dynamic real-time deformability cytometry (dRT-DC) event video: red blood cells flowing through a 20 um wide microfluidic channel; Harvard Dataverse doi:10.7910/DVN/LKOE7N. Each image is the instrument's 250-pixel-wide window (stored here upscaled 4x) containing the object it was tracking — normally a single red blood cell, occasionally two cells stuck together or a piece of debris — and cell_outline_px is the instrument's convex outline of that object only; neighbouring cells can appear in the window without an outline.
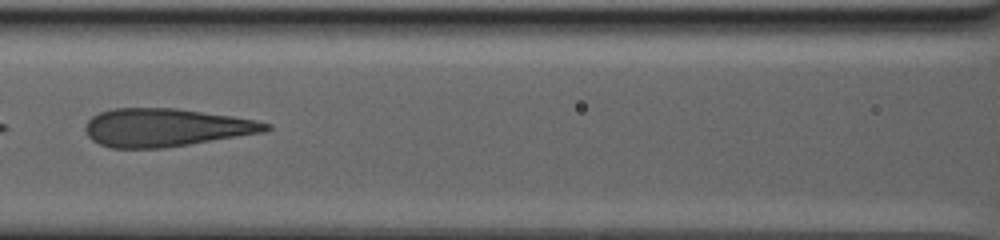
{"species": "human", "species_latin": "Homo sapiens", "temperature_condition": "warm", "stored_images_in_passage": 25, "camera_frame_rate_fps": 3000, "um_per_image_px": 0.085, "donor": {"sex": "male"}, "frame": {"image": 1, "passage_image": 22, "time_ms": 14.333, "image_size_px": [1000, 240], "cell_outline_px": [[272, 128], [264, 132], [164, 148], [112, 148], [100, 144], [92, 140], [88, 136], [84, 128], [84, 124], [92, 116], [100, 112], [112, 108], [176, 108], [232, 116], [256, 120], [272, 124]], "centroid_in_image_um": [14.07, 10.83], "position_along_channel_um": 152.5, "area_um2": 40.06}}